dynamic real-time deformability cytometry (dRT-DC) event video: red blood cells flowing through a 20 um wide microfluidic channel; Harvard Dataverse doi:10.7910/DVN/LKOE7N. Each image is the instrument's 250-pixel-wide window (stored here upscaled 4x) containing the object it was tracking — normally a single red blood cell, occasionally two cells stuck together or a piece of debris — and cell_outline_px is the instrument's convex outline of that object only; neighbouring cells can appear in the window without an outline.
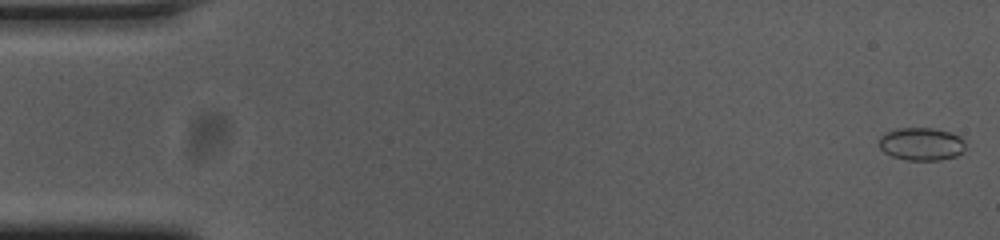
{"species": "common noctule bat (a hibernating species)", "species_latin": "Nyctalus noctula", "temperature_condition": "cold", "stored_images_in_passage": 54, "camera_frame_rate_fps": 3000, "um_per_image_px": 0.085, "animal": {"sex": "female", "body_mass_g": 23.0, "forearm_length_mm": 53.4}, "frame": {"image": 1, "passage_image": 1, "time_ms": 0.0, "image_size_px": [1000, 240], "cell_outline_px": [[964, 148], [956, 156], [940, 160], [908, 160], [892, 156], [884, 152], [880, 148], [880, 136], [884, 132], [896, 128], [932, 128], [948, 132], [960, 136], [964, 140]], "centroid_in_image_um": [78.29, 12.23], "position_along_channel_um": 6.7, "area_um2": 16.47}}
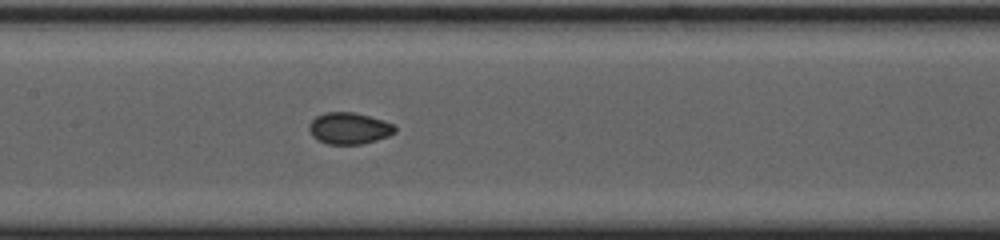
{"frame": {"image": 2, "passage_image": 26, "time_ms": 8.333, "image_size_px": [1000, 240], "cell_outline_px": [[396, 132], [388, 136], [376, 140], [360, 144], [328, 144], [312, 136], [308, 128], [308, 124], [316, 116], [324, 112], [352, 112], [384, 120], [392, 124], [396, 128]], "centroid_in_image_um": [29.66, 10.9], "position_along_channel_um": 177.7, "area_um2": 15.72}}
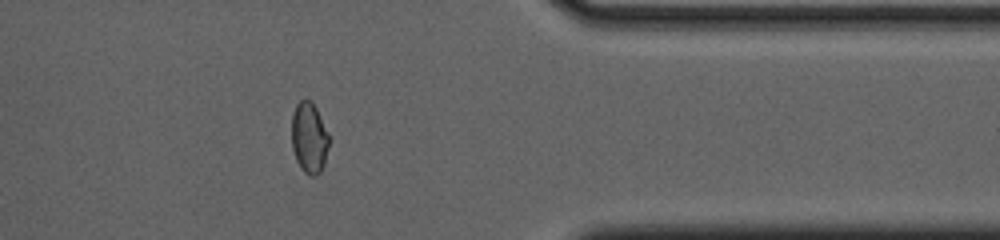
{"frame": {"image": 3, "passage_image": 44, "time_ms": 14.333, "image_size_px": [1000, 240], "cell_outline_px": [[328, 144], [324, 164], [320, 172], [316, 176], [308, 176], [300, 168], [296, 160], [292, 148], [292, 116], [296, 104], [300, 100], [312, 100], [316, 108], [328, 136]], "centroid_in_image_um": [26.25, 11.74], "position_along_channel_um": 385.1, "area_um2": 15.26}, "authors_computed_cell_mechanics": {"area_um2": 15.8083, "velocity_mm_per_s": 3.7404, "shape_relaxation_time_tau1_ms": null, "shape_relaxation_time_tau2_ms": 1.4494, "deformation_change_tau1": null, "deformation_change_tau2": 0.0398}}